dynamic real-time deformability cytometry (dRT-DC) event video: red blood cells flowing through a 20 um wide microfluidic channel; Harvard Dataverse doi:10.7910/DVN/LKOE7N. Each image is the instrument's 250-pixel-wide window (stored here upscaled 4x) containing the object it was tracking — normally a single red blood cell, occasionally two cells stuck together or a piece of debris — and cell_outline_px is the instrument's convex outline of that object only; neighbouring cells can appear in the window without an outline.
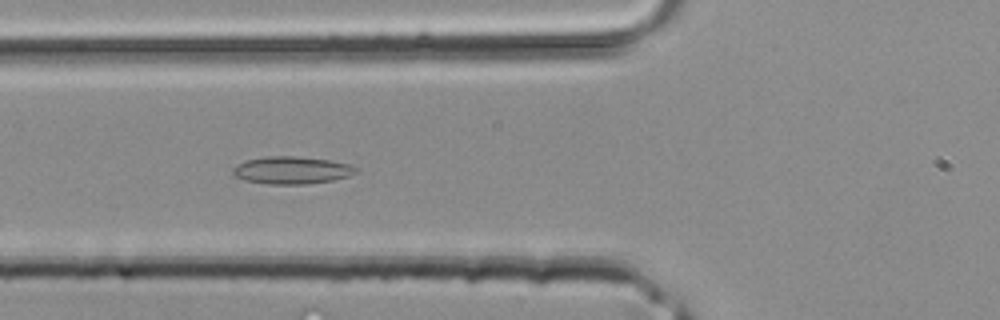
{"species": "common noctule bat (a hibernating species)", "species_latin": "Nyctalus noctula", "temperature_condition": "room temperature", "stored_images_in_passage": 29, "camera_frame_rate_fps": 3000, "um_per_image_px": 0.085, "animal": {"sex": "male", "body_mass_g": 20.4}, "frame": {"image": 1, "passage_image": 5, "time_ms": 1.333, "image_size_px": [1000, 320], "cell_outline_px": [[356, 172], [348, 176], [332, 180], [308, 184], [264, 184], [244, 180], [236, 176], [232, 172], [232, 168], [248, 160], [264, 156], [296, 156], [328, 160], [348, 164], [356, 168]], "centroid_in_image_um": [24.77, 14.47], "position_along_channel_um": 101.0, "area_um2": 19.48}}
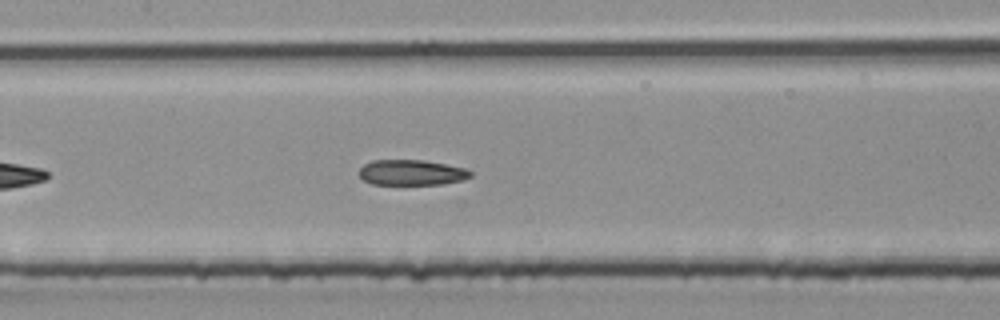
{"frame": {"image": 2, "passage_image": 9, "time_ms": 2.667, "image_size_px": [1000, 320], "cell_outline_px": [[472, 176], [464, 180], [440, 184], [372, 184], [364, 180], [360, 176], [360, 168], [364, 164], [372, 160], [424, 160], [468, 168], [472, 172]], "centroid_in_image_um": [35.03, 14.66], "position_along_channel_um": 172.4, "area_um2": 16.59}}
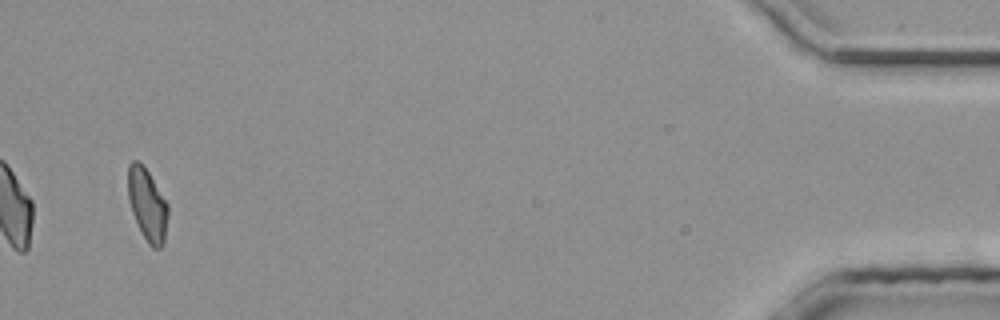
{"frame": {"image": 3, "passage_image": 28, "time_ms": 9.0, "image_size_px": [1000, 320], "cell_outline_px": [[168, 216], [164, 244], [160, 248], [152, 248], [148, 244], [132, 212], [128, 200], [128, 164], [132, 160], [136, 160], [148, 172], [168, 204]], "centroid_in_image_um": [12.53, 17.42], "position_along_channel_um": 422.7, "area_um2": 16.65}}